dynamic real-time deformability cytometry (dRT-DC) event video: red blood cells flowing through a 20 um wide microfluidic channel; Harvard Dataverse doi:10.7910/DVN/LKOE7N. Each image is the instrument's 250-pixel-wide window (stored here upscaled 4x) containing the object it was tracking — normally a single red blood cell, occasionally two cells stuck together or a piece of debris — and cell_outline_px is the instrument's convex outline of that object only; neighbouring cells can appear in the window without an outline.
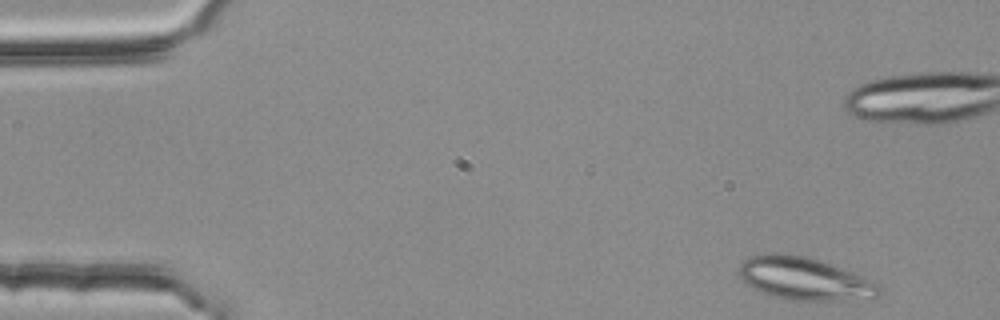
{"species": "common noctule bat (a hibernating species)", "species_latin": "Nyctalus noctula", "temperature_condition": "room temperature", "stored_images_in_passage": 49, "camera_frame_rate_fps": 3000, "um_per_image_px": 0.085, "animal": {"sex": "female", "body_mass_g": 25.1}, "frame": {"image": 1, "passage_image": 2, "time_ms": 0.333, "image_size_px": [1000, 320], "cell_outline_px": [[884, 288], [880, 300], [792, 300], [772, 296], [760, 292], [744, 284], [736, 276], [736, 268], [748, 256], [768, 252], [784, 252], [808, 256], [820, 260], [864, 276], [880, 284]], "centroid_in_image_um": [68.4, 23.69], "position_along_channel_um": 16.6, "area_um2": 36.47}}
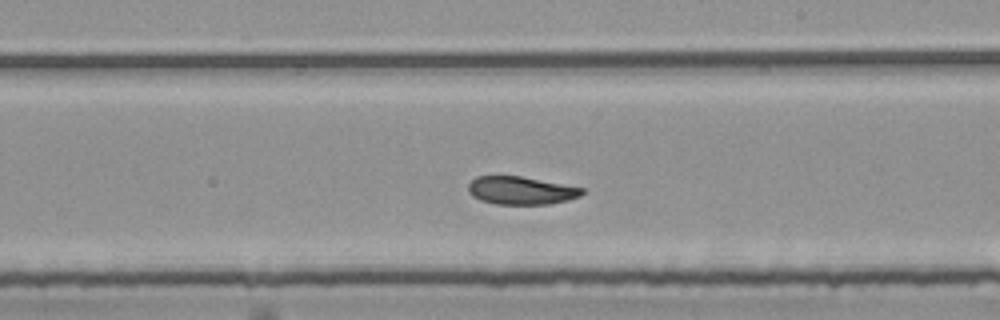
{"frame": {"image": 2, "passage_image": 29, "time_ms": 9.333, "image_size_px": [1000, 320], "cell_outline_px": [[584, 192], [580, 196], [568, 200], [548, 204], [496, 204], [480, 200], [472, 196], [468, 192], [468, 184], [476, 176], [520, 176], [584, 188]], "centroid_in_image_um": [44.26, 16.19], "position_along_channel_um": 244.7, "area_um2": 18.5}}
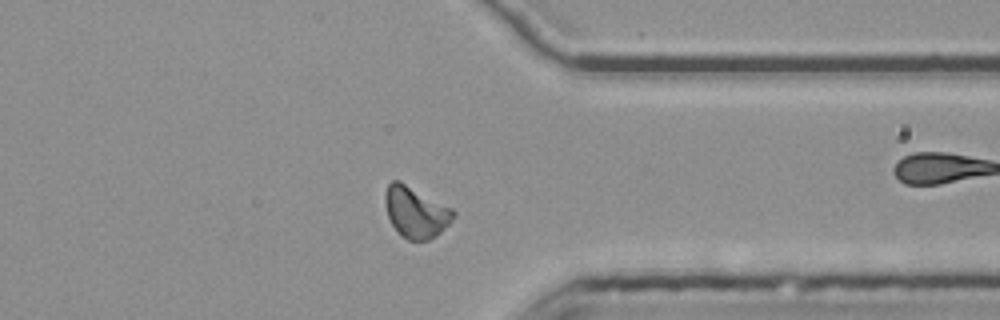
{"frame": {"image": 3, "passage_image": 40, "time_ms": 13.0, "image_size_px": [1000, 320], "cell_outline_px": [[456, 216], [436, 236], [428, 240], [408, 240], [400, 236], [396, 232], [388, 216], [384, 204], [384, 192], [388, 184], [392, 180], [400, 180], [452, 208], [456, 212]], "centroid_in_image_um": [35.31, 18.02], "position_along_channel_um": 376.1, "area_um2": 20.58}, "authors_computed_cell_mechanics": {"area_um2": 20.23, "velocity_mm_per_s": 3.7377, "shape_relaxation_time_tau1_ms": 3.6196, "shape_relaxation_time_tau2_ms": 4.8905, "deformation_change_tau1": 0.1433, "deformation_change_tau2": 0.1062}}